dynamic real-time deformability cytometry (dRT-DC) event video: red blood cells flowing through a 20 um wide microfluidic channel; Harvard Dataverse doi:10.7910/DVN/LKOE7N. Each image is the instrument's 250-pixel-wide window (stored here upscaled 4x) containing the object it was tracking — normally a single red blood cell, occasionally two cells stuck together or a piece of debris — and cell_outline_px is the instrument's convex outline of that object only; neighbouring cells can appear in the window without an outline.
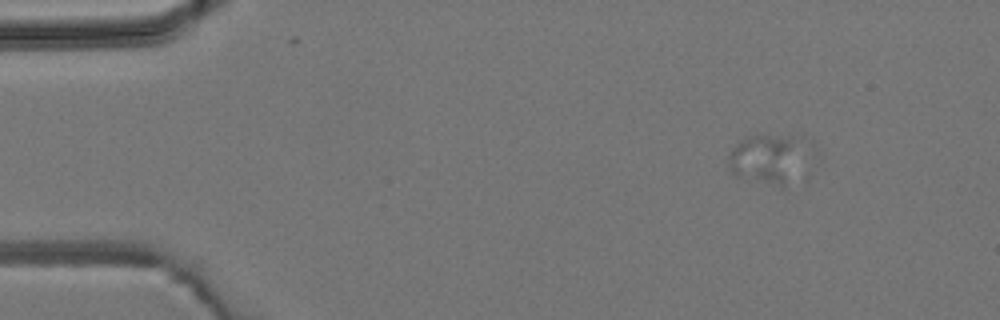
{"species": "common noctule bat (a hibernating species)", "species_latin": "Nyctalus noctula", "temperature_condition": "room temperature", "stored_images_in_passage": 7, "camera_frame_rate_fps": 3000, "um_per_image_px": 0.085, "animal": {"sex": "male", "body_mass_g": 19.2, "forearm_length_mm": 51.8}, "frame": {"image": 1, "passage_image": 3, "time_ms": 2.333, "image_size_px": [1000, 320], "cell_outline_px": [[812, 144], [792, 180], [784, 188], [780, 188], [736, 176], [732, 172], [728, 164], [728, 152], [740, 140], [748, 136], [800, 132], [812, 136]], "centroid_in_image_um": [65.42, 13.39], "position_along_channel_um": 19.6, "area_um2": 24.62}}
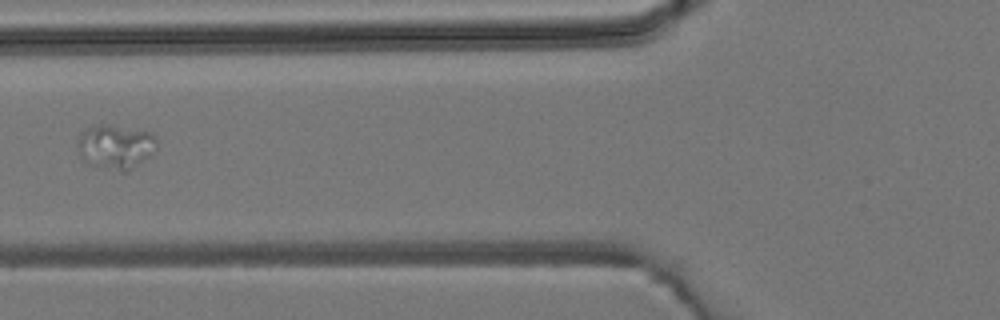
{"frame": {"image": 2, "passage_image": 7, "time_ms": 7.0, "image_size_px": [1000, 320], "cell_outline_px": [[156, 148], [152, 156], [128, 172], [120, 172], [84, 164], [76, 144], [80, 132], [88, 128], [100, 124], [108, 124], [148, 132], [156, 136]], "centroid_in_image_um": [9.81, 12.51], "position_along_channel_um": 116.0, "area_um2": 21.04}}